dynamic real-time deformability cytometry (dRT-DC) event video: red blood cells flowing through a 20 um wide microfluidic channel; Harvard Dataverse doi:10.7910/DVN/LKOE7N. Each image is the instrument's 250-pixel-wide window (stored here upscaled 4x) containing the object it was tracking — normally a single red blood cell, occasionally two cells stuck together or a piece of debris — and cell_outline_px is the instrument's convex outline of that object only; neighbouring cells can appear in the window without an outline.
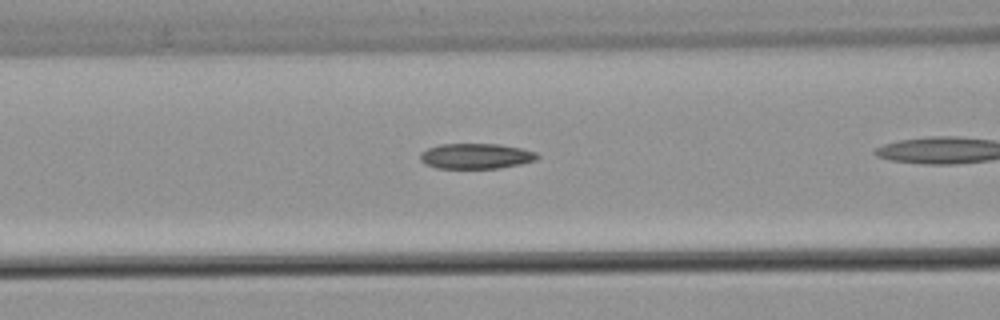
{"species": "common noctule bat (a hibernating species)", "species_latin": "Nyctalus noctula", "temperature_condition": "warm", "stored_images_in_passage": 20, "camera_frame_rate_fps": 3000, "um_per_image_px": 0.085, "animal": {"sex": "male", "body_mass_g": 21.5, "forearm_length_mm": 52.0}, "frame": {"image": 1, "passage_image": 6, "time_ms": 1.667, "image_size_px": [1000, 320], "cell_outline_px": [[540, 156], [536, 160], [520, 164], [500, 168], [436, 168], [424, 164], [420, 160], [420, 152], [428, 148], [440, 144], [500, 144], [520, 148], [536, 152]], "centroid_in_image_um": [40.44, 13.27], "position_along_channel_um": 126.2, "area_um2": 17.4}}